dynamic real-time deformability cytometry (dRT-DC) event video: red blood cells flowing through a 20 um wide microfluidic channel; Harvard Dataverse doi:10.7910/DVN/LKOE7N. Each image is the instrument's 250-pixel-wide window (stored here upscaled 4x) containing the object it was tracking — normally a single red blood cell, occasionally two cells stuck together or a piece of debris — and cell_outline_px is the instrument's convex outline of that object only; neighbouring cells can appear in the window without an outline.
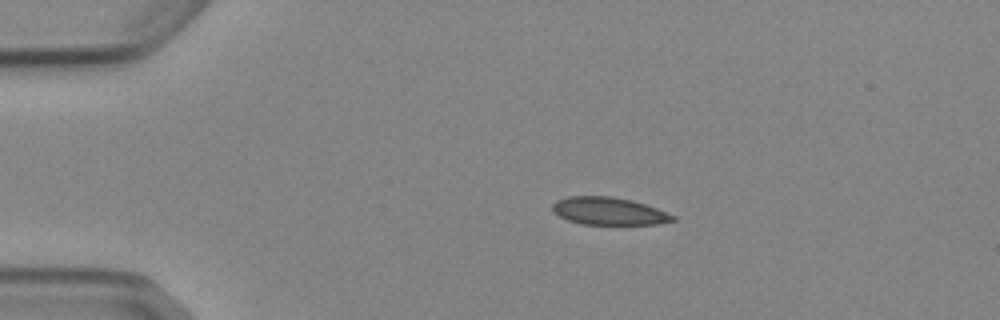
{"species": "Egyptian fruit bat (a non-hibernating species)", "species_latin": "Rousettus aegyptiacus", "temperature_condition": "cold", "stored_images_in_passage": 4, "camera_frame_rate_fps": 3000, "um_per_image_px": 0.085, "animal": {"sex": "female"}, "frame": {"image": 1, "passage_image": 2, "time_ms": 1.0, "image_size_px": [1000, 320], "cell_outline_px": [[676, 220], [656, 224], [580, 224], [568, 220], [552, 212], [552, 204], [556, 200], [568, 196], [612, 196], [632, 200], [656, 208], [676, 216]], "centroid_in_image_um": [51.72, 17.94], "position_along_channel_um": 33.3, "area_um2": 19.36}}
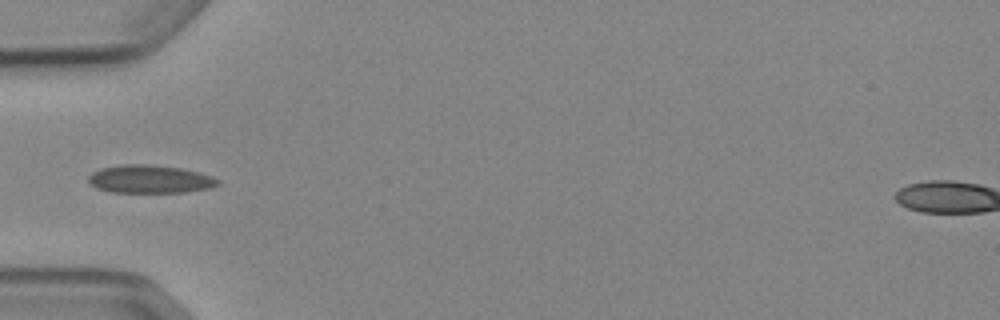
{"frame": {"image": 2, "passage_image": 4, "time_ms": 3.333, "image_size_px": [1000, 320], "cell_outline_px": [[220, 184], [208, 188], [184, 192], [112, 192], [96, 188], [88, 180], [88, 176], [92, 172], [100, 168], [120, 164], [148, 164], [180, 168], [212, 176], [220, 180]], "centroid_in_image_um": [12.71, 15.22], "position_along_channel_um": 72.3, "area_um2": 21.1}}